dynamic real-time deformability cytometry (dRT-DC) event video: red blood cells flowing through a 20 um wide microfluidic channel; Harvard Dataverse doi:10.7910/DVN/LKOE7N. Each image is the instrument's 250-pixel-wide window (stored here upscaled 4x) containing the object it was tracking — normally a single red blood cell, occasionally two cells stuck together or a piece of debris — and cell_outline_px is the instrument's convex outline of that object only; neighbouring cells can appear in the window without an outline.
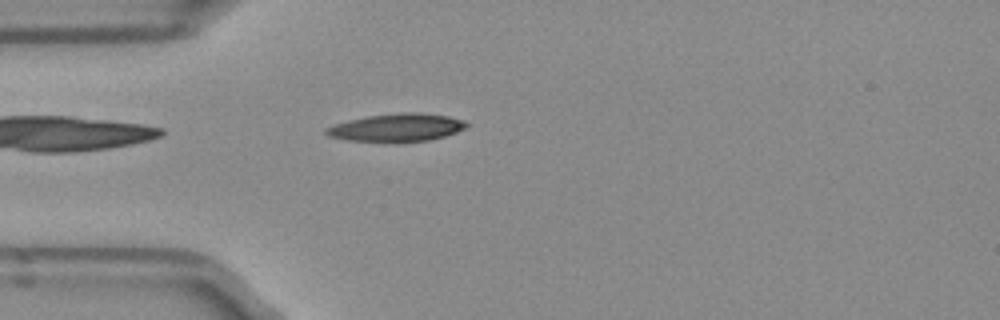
{"species": "Egyptian fruit bat (a non-hibernating species)", "species_latin": "Rousettus aegyptiacus", "temperature_condition": "room temperature", "stored_images_in_passage": 40, "camera_frame_rate_fps": 3000, "um_per_image_px": 0.085, "frame": {"image": 1, "passage_image": 3, "time_ms": 0.667, "image_size_px": [1000, 320], "cell_outline_px": [[468, 124], [464, 128], [456, 132], [444, 136], [428, 140], [348, 140], [328, 136], [324, 132], [324, 128], [332, 124], [348, 120], [368, 116], [400, 112], [420, 112], [448, 116], [464, 120]], "centroid_in_image_um": [33.69, 10.8], "position_along_channel_um": 51.3, "area_um2": 22.25}}
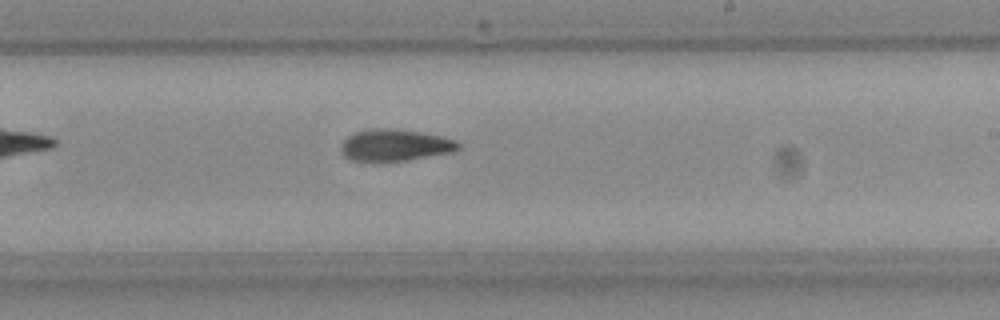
{"frame": {"image": 2, "passage_image": 19, "time_ms": 6.0, "image_size_px": [1000, 320], "cell_outline_px": [[460, 148], [452, 152], [408, 160], [352, 160], [344, 156], [340, 148], [340, 144], [348, 136], [356, 132], [372, 128], [388, 128], [420, 132], [440, 136], [456, 140], [460, 144]], "centroid_in_image_um": [33.58, 12.32], "position_along_channel_um": 255.4, "area_um2": 21.39}}
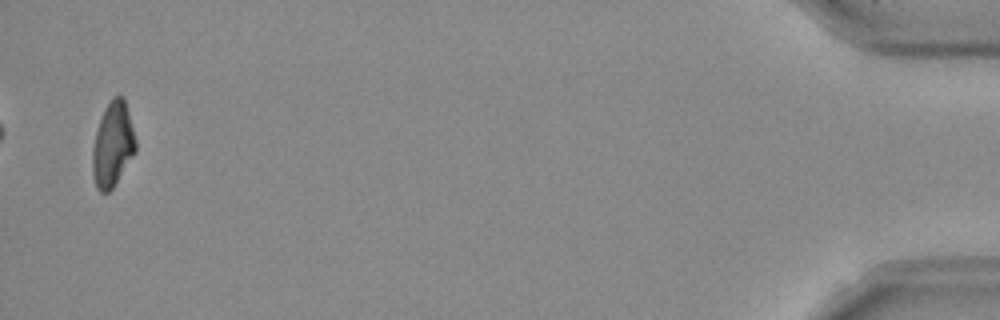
{"frame": {"image": 3, "passage_image": 39, "time_ms": 12.667, "image_size_px": [1000, 320], "cell_outline_px": [[136, 152], [112, 188], [108, 192], [100, 192], [96, 188], [92, 176], [92, 148], [96, 132], [104, 108], [112, 96], [124, 96], [136, 140]], "centroid_in_image_um": [9.57, 12.28], "position_along_channel_um": 425.6, "area_um2": 21.39}, "authors_computed_cell_mechanics": {"area_um2": 21.7906, "velocity_mm_per_s": 3.9481, "shape_relaxation_time_tau1_ms": null, "shape_relaxation_time_tau2_ms": 6.5608, "deformation_change_tau1": null, "deformation_change_tau2": 0.1417}}